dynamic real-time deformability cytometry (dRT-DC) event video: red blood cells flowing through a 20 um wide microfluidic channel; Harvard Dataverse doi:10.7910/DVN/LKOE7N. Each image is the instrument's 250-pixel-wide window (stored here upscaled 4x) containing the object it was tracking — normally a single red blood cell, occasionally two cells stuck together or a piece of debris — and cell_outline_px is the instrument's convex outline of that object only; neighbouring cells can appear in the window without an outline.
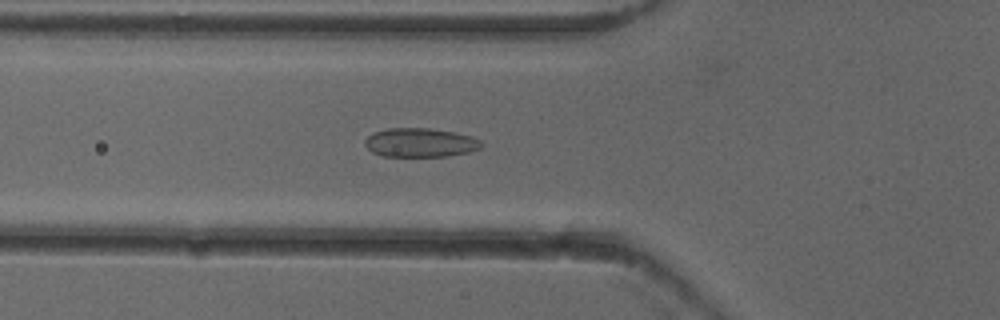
{"species": "common noctule bat (a hibernating species)", "species_latin": "Nyctalus noctula", "temperature_condition": "cold", "stored_images_in_passage": 40, "camera_frame_rate_fps": 3000, "um_per_image_px": 0.085, "animal": {"sex": "female"}, "frame": {"image": 1, "passage_image": 13, "time_ms": 4.0, "image_size_px": [1000, 320], "cell_outline_px": [[484, 144], [480, 148], [468, 152], [448, 156], [384, 156], [372, 152], [364, 144], [364, 140], [372, 132], [388, 128], [428, 128], [452, 132], [472, 136], [480, 140]], "centroid_in_image_um": [35.71, 12.12], "position_along_channel_um": 90.1, "area_um2": 19.65}}
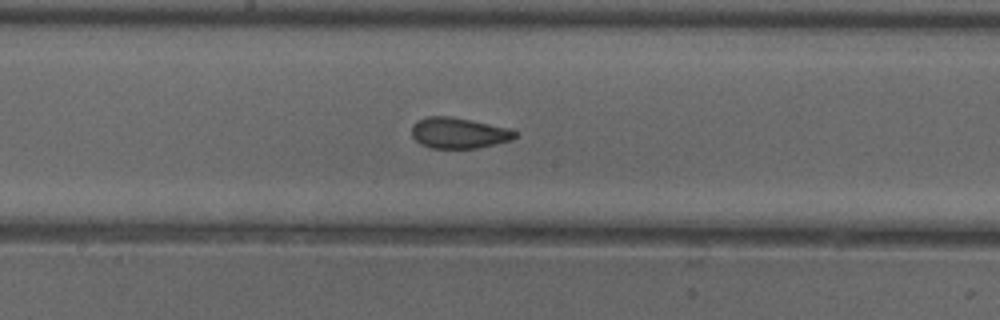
{"frame": {"image": 2, "passage_image": 22, "time_ms": 7.0, "image_size_px": [1000, 320], "cell_outline_px": [[516, 136], [512, 140], [476, 148], [432, 148], [420, 144], [412, 136], [412, 124], [416, 120], [428, 116], [452, 116], [488, 124], [504, 128], [516, 132]], "centroid_in_image_um": [38.92, 11.3], "position_along_channel_um": 209.3, "area_um2": 18.32}}
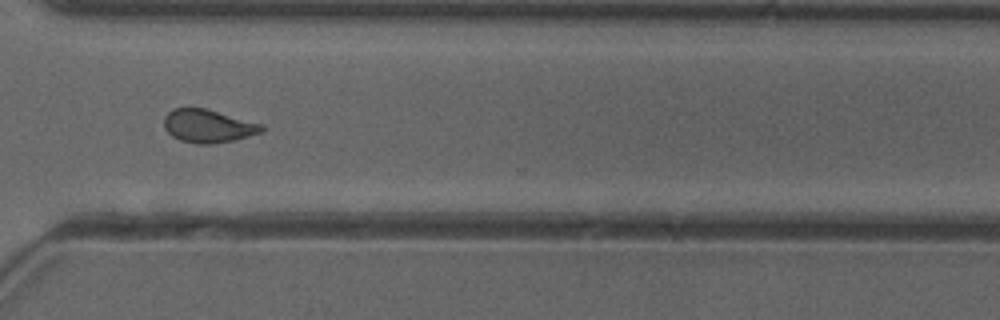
{"frame": {"image": 3, "passage_image": 33, "time_ms": 10.667, "image_size_px": [1000, 320], "cell_outline_px": [[264, 128], [260, 132], [248, 136], [232, 140], [212, 144], [196, 144], [180, 140], [172, 136], [164, 128], [164, 116], [172, 108], [204, 108], [264, 124]], "centroid_in_image_um": [17.66, 10.71], "position_along_channel_um": 352.9, "area_um2": 18.79}, "authors_computed_cell_mechanics": {"area_um2": 19.652, "velocity_mm_per_s": 3.9307, "shape_relaxation_time_tau1_ms": null, "shape_relaxation_time_tau2_ms": 1.1346, "deformation_change_tau1": null, "deformation_change_tau2": 0.075}}